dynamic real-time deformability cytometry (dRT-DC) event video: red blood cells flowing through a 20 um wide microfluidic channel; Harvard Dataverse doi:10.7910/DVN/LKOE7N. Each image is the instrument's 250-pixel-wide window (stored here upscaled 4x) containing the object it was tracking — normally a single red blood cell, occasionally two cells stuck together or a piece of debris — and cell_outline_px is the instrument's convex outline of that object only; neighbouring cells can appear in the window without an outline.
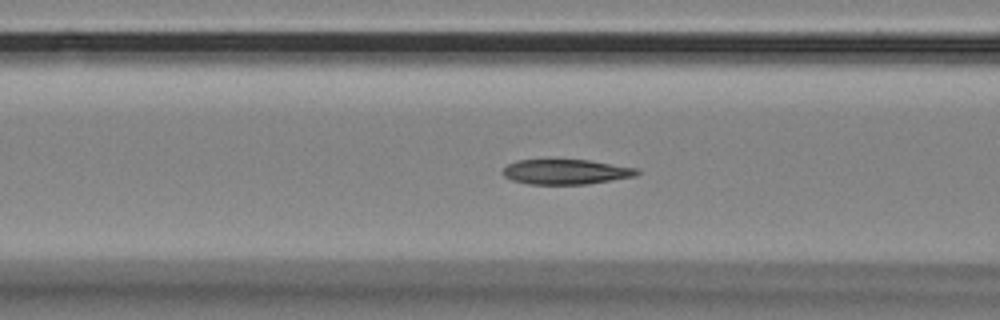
{"species": "Egyptian fruit bat (a non-hibernating species)", "species_latin": "Rousettus aegyptiacus", "temperature_condition": "room temperature", "stored_images_in_passage": 45, "camera_frame_rate_fps": 3000, "um_per_image_px": 0.085, "animal": {"sex": "female"}, "frame": {"image": 1, "passage_image": 17, "time_ms": 5.333, "image_size_px": [1000, 320], "cell_outline_px": [[640, 172], [636, 176], [588, 184], [528, 184], [512, 180], [504, 176], [500, 172], [508, 164], [516, 160], [588, 160], [640, 168]], "centroid_in_image_um": [48.12, 14.6], "position_along_channel_um": 118.5, "area_um2": 19.65}}
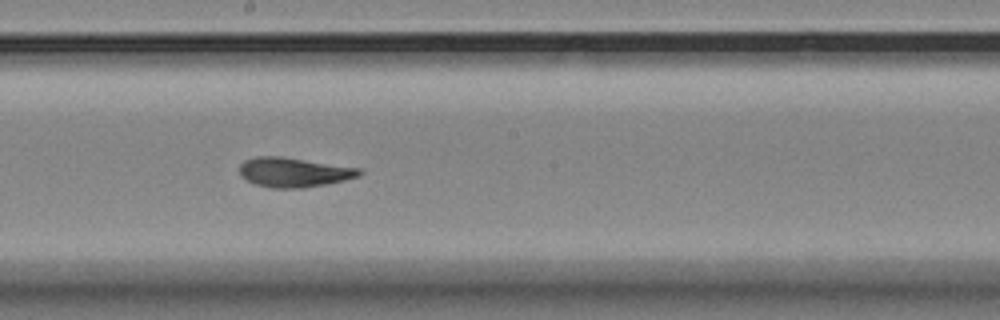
{"frame": {"image": 2, "passage_image": 26, "time_ms": 8.333, "image_size_px": [1000, 320], "cell_outline_px": [[364, 172], [360, 176], [344, 180], [304, 188], [272, 188], [256, 184], [240, 176], [240, 164], [244, 160], [256, 156], [280, 156], [360, 168]], "centroid_in_image_um": [24.97, 14.64], "position_along_channel_um": 223.2, "area_um2": 20.58}}
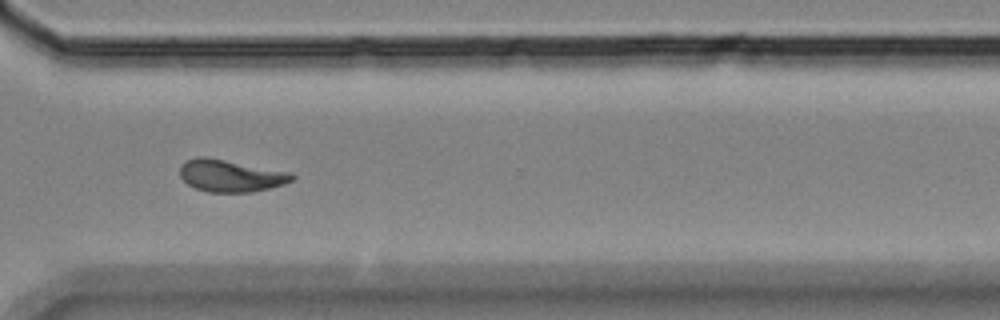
{"frame": {"image": 3, "passage_image": 37, "time_ms": 12.0, "image_size_px": [1000, 320], "cell_outline_px": [[296, 176], [292, 180], [284, 184], [252, 192], [208, 192], [196, 188], [188, 184], [180, 176], [180, 164], [196, 156], [204, 156], [292, 172]], "centroid_in_image_um": [19.61, 14.93], "position_along_channel_um": 351.0, "area_um2": 20.98}, "authors_computed_cell_mechanics": {"area_um2": 20.6346, "velocity_mm_per_s": 3.485, "shape_relaxation_time_tau1_ms": 4.9031, "shape_relaxation_time_tau2_ms": 1.4218, "deformation_change_tau1": 0.1713, "deformation_change_tau2": 0.0806}}